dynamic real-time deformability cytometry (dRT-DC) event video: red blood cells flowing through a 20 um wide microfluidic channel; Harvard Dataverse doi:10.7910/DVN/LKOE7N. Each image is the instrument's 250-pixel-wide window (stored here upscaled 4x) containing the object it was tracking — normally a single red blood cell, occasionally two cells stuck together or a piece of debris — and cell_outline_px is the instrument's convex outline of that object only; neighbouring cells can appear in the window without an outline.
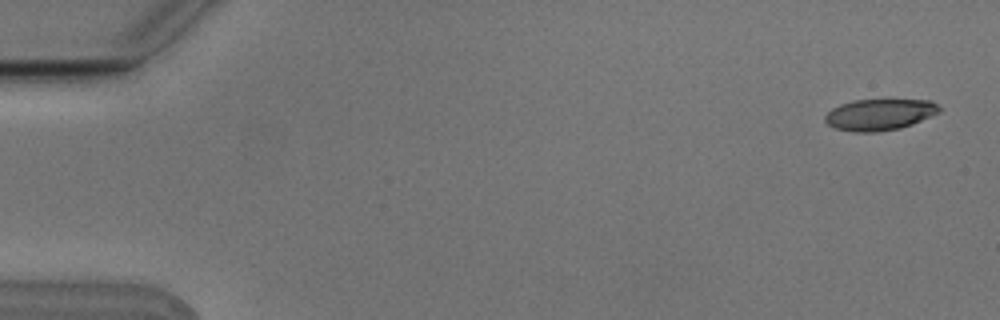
{"species": "Egyptian fruit bat (a non-hibernating species)", "species_latin": "Rousettus aegyptiacus", "temperature_condition": "cold", "stored_images_in_passage": 6, "camera_frame_rate_fps": 3000, "um_per_image_px": 0.085, "animal": {"sex": "male"}, "frame": {"image": 1, "passage_image": 1, "time_ms": 0.0, "image_size_px": [1000, 320], "cell_outline_px": [[940, 112], [912, 124], [900, 128], [876, 132], [852, 132], [836, 128], [828, 124], [824, 120], [824, 116], [832, 108], [840, 104], [852, 100], [932, 100], [940, 108]], "centroid_in_image_um": [74.74, 9.74], "position_along_channel_um": 10.3, "area_um2": 20.81}}
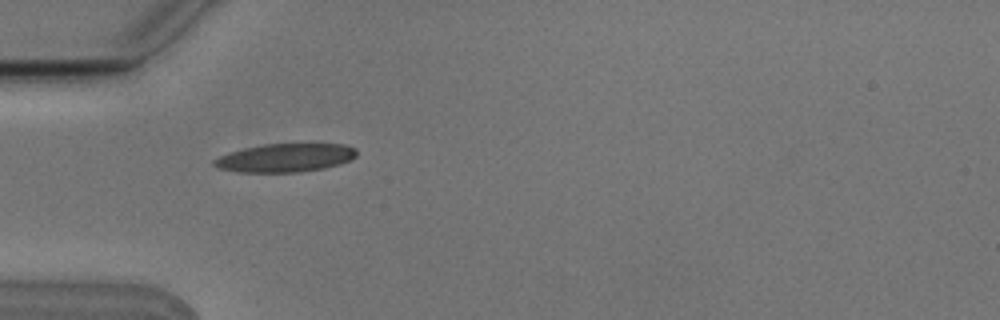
{"frame": {"image": 2, "passage_image": 5, "time_ms": 1.333, "image_size_px": [1000, 320], "cell_outline_px": [[356, 156], [340, 164], [324, 168], [296, 172], [240, 172], [216, 168], [212, 164], [212, 160], [228, 152], [244, 148], [264, 144], [344, 144], [356, 148]], "centroid_in_image_um": [24.21, 13.41], "position_along_channel_um": 60.8, "area_um2": 23.58}}
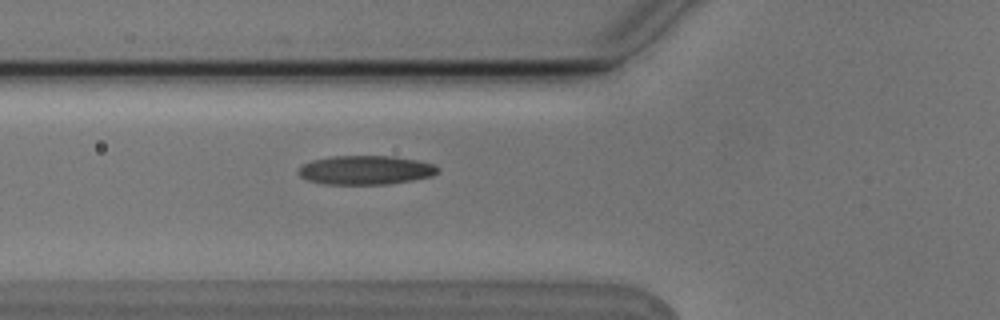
{"frame": {"image": 3, "passage_image": 6, "time_ms": 1.667, "image_size_px": [1000, 320], "cell_outline_px": [[440, 172], [432, 176], [412, 180], [388, 184], [324, 184], [308, 180], [300, 176], [296, 172], [300, 164], [312, 160], [332, 156], [392, 156], [416, 160], [432, 164], [440, 168]], "centroid_in_image_um": [31.04, 14.45], "position_along_channel_um": 94.8, "area_um2": 23.7}}